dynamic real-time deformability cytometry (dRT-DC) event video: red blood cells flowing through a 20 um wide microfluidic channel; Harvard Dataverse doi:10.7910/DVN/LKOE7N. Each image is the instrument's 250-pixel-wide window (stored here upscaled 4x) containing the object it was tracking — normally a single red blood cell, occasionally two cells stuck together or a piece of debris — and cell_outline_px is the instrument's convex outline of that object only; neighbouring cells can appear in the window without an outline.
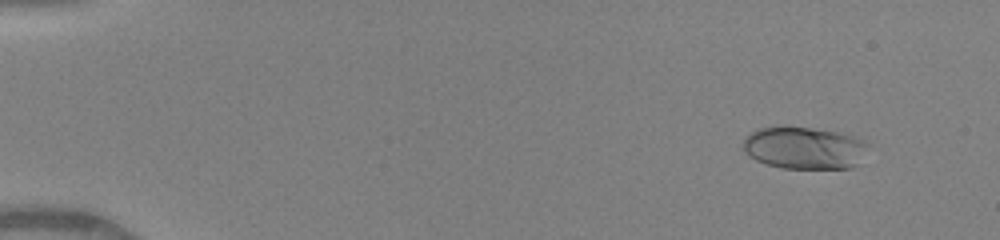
{"species": "human", "species_latin": "Homo sapiens", "temperature_condition": "warm", "stored_images_in_passage": 50, "camera_frame_rate_fps": 3000, "um_per_image_px": 0.085, "donor": {"sex": "female"}, "frame": {"image": 1, "passage_image": 5, "time_ms": 1.333, "image_size_px": [1000, 240], "cell_outline_px": [[868, 144], [856, 164], [852, 168], [780, 168], [756, 160], [744, 148], [744, 136], [760, 128], [788, 124], [836, 132], [852, 136]], "centroid_in_image_um": [68.31, 12.54], "position_along_channel_um": 16.7, "area_um2": 30.52}}
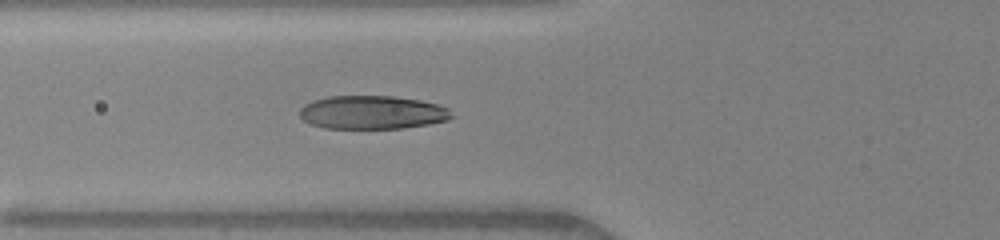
{"frame": {"image": 2, "passage_image": 20, "time_ms": 6.333, "image_size_px": [1000, 240], "cell_outline_px": [[456, 116], [448, 120], [428, 124], [400, 128], [324, 128], [312, 124], [304, 120], [300, 116], [300, 108], [304, 104], [312, 100], [328, 96], [392, 96], [420, 100], [436, 104], [448, 108]], "centroid_in_image_um": [31.65, 9.55], "position_along_channel_um": 94.2, "area_um2": 29.65}}
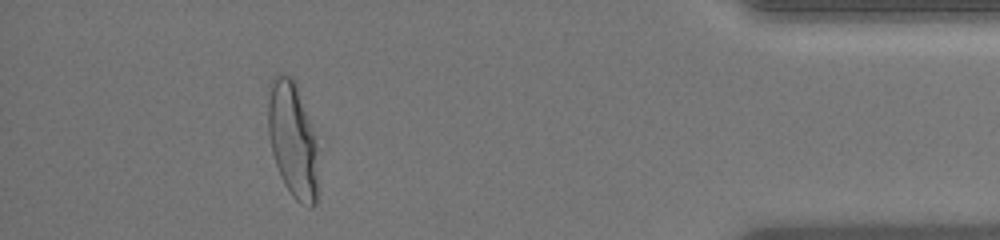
{"frame": {"image": 3, "passage_image": 46, "time_ms": 15.0, "image_size_px": [1000, 240], "cell_outline_px": [[316, 204], [312, 208], [308, 208], [300, 204], [292, 196], [284, 184], [280, 176], [272, 152], [268, 132], [268, 104], [272, 76], [280, 72], [292, 76], [308, 120], [312, 132], [316, 148]], "centroid_in_image_um": [24.83, 11.92], "position_along_channel_um": 410.4, "area_um2": 32.89}, "authors_computed_cell_mechanics": {"area_um2": 31.0964, "velocity_mm_per_s": 4.1277, "shape_relaxation_time_tau1_ms": 3.2163, "shape_relaxation_time_tau2_ms": null, "deformation_change_tau1": 0.1766, "deformation_change_tau2": null}}